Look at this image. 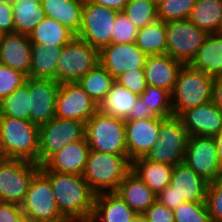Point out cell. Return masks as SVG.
Returning a JSON list of instances; mask_svg holds the SVG:
<instances>
[{"mask_svg": "<svg viewBox=\"0 0 222 222\" xmlns=\"http://www.w3.org/2000/svg\"><path fill=\"white\" fill-rule=\"evenodd\" d=\"M40 170L49 178L57 207L66 219L89 222L96 194L83 175L48 171L43 165Z\"/></svg>", "mask_w": 222, "mask_h": 222, "instance_id": "1", "label": "cell"}, {"mask_svg": "<svg viewBox=\"0 0 222 222\" xmlns=\"http://www.w3.org/2000/svg\"><path fill=\"white\" fill-rule=\"evenodd\" d=\"M0 146L5 158L38 164L39 125L29 120L0 116Z\"/></svg>", "mask_w": 222, "mask_h": 222, "instance_id": "2", "label": "cell"}, {"mask_svg": "<svg viewBox=\"0 0 222 222\" xmlns=\"http://www.w3.org/2000/svg\"><path fill=\"white\" fill-rule=\"evenodd\" d=\"M131 171L127 154L89 151L83 178L95 194L116 192L120 182Z\"/></svg>", "mask_w": 222, "mask_h": 222, "instance_id": "3", "label": "cell"}, {"mask_svg": "<svg viewBox=\"0 0 222 222\" xmlns=\"http://www.w3.org/2000/svg\"><path fill=\"white\" fill-rule=\"evenodd\" d=\"M213 82V76L183 65L171 93L173 115L212 101Z\"/></svg>", "mask_w": 222, "mask_h": 222, "instance_id": "4", "label": "cell"}, {"mask_svg": "<svg viewBox=\"0 0 222 222\" xmlns=\"http://www.w3.org/2000/svg\"><path fill=\"white\" fill-rule=\"evenodd\" d=\"M208 184L185 163L174 166L170 184L159 194L157 200L169 209H175L186 202H205Z\"/></svg>", "mask_w": 222, "mask_h": 222, "instance_id": "5", "label": "cell"}, {"mask_svg": "<svg viewBox=\"0 0 222 222\" xmlns=\"http://www.w3.org/2000/svg\"><path fill=\"white\" fill-rule=\"evenodd\" d=\"M25 222H62L66 218L57 207L49 178L39 170L31 180L20 204Z\"/></svg>", "mask_w": 222, "mask_h": 222, "instance_id": "6", "label": "cell"}, {"mask_svg": "<svg viewBox=\"0 0 222 222\" xmlns=\"http://www.w3.org/2000/svg\"><path fill=\"white\" fill-rule=\"evenodd\" d=\"M90 150L109 154H127L125 120L100 112L85 123Z\"/></svg>", "mask_w": 222, "mask_h": 222, "instance_id": "7", "label": "cell"}, {"mask_svg": "<svg viewBox=\"0 0 222 222\" xmlns=\"http://www.w3.org/2000/svg\"><path fill=\"white\" fill-rule=\"evenodd\" d=\"M158 141L145 158L171 166L184 163L188 132L179 116L164 118L160 122Z\"/></svg>", "mask_w": 222, "mask_h": 222, "instance_id": "8", "label": "cell"}, {"mask_svg": "<svg viewBox=\"0 0 222 222\" xmlns=\"http://www.w3.org/2000/svg\"><path fill=\"white\" fill-rule=\"evenodd\" d=\"M98 64L99 50L75 37L62 48L57 66V81L75 83Z\"/></svg>", "mask_w": 222, "mask_h": 222, "instance_id": "9", "label": "cell"}, {"mask_svg": "<svg viewBox=\"0 0 222 222\" xmlns=\"http://www.w3.org/2000/svg\"><path fill=\"white\" fill-rule=\"evenodd\" d=\"M85 137V123L54 117L39 126L38 164L42 166L55 152Z\"/></svg>", "mask_w": 222, "mask_h": 222, "instance_id": "10", "label": "cell"}, {"mask_svg": "<svg viewBox=\"0 0 222 222\" xmlns=\"http://www.w3.org/2000/svg\"><path fill=\"white\" fill-rule=\"evenodd\" d=\"M165 25L166 54L183 65H190L208 34L188 19L165 22Z\"/></svg>", "mask_w": 222, "mask_h": 222, "instance_id": "11", "label": "cell"}, {"mask_svg": "<svg viewBox=\"0 0 222 222\" xmlns=\"http://www.w3.org/2000/svg\"><path fill=\"white\" fill-rule=\"evenodd\" d=\"M119 12L84 0L82 25L76 37L100 50L112 43V32Z\"/></svg>", "mask_w": 222, "mask_h": 222, "instance_id": "12", "label": "cell"}, {"mask_svg": "<svg viewBox=\"0 0 222 222\" xmlns=\"http://www.w3.org/2000/svg\"><path fill=\"white\" fill-rule=\"evenodd\" d=\"M40 167L34 162L5 158L0 163V201L21 204Z\"/></svg>", "mask_w": 222, "mask_h": 222, "instance_id": "13", "label": "cell"}, {"mask_svg": "<svg viewBox=\"0 0 222 222\" xmlns=\"http://www.w3.org/2000/svg\"><path fill=\"white\" fill-rule=\"evenodd\" d=\"M184 163L209 183L222 176L214 137L189 136Z\"/></svg>", "mask_w": 222, "mask_h": 222, "instance_id": "14", "label": "cell"}, {"mask_svg": "<svg viewBox=\"0 0 222 222\" xmlns=\"http://www.w3.org/2000/svg\"><path fill=\"white\" fill-rule=\"evenodd\" d=\"M98 111V105L75 82L60 83L56 97L55 117L86 123Z\"/></svg>", "mask_w": 222, "mask_h": 222, "instance_id": "15", "label": "cell"}, {"mask_svg": "<svg viewBox=\"0 0 222 222\" xmlns=\"http://www.w3.org/2000/svg\"><path fill=\"white\" fill-rule=\"evenodd\" d=\"M147 55L133 43H111L99 50V64L114 78L122 73L143 69Z\"/></svg>", "mask_w": 222, "mask_h": 222, "instance_id": "16", "label": "cell"}, {"mask_svg": "<svg viewBox=\"0 0 222 222\" xmlns=\"http://www.w3.org/2000/svg\"><path fill=\"white\" fill-rule=\"evenodd\" d=\"M30 121L37 125L49 122L55 117L56 97L60 83L55 79L29 78Z\"/></svg>", "mask_w": 222, "mask_h": 222, "instance_id": "17", "label": "cell"}, {"mask_svg": "<svg viewBox=\"0 0 222 222\" xmlns=\"http://www.w3.org/2000/svg\"><path fill=\"white\" fill-rule=\"evenodd\" d=\"M164 118L125 120L126 148L129 160L145 157L158 141L160 122Z\"/></svg>", "mask_w": 222, "mask_h": 222, "instance_id": "18", "label": "cell"}, {"mask_svg": "<svg viewBox=\"0 0 222 222\" xmlns=\"http://www.w3.org/2000/svg\"><path fill=\"white\" fill-rule=\"evenodd\" d=\"M179 117L189 136L215 137L222 130V112L212 101L187 109Z\"/></svg>", "mask_w": 222, "mask_h": 222, "instance_id": "19", "label": "cell"}, {"mask_svg": "<svg viewBox=\"0 0 222 222\" xmlns=\"http://www.w3.org/2000/svg\"><path fill=\"white\" fill-rule=\"evenodd\" d=\"M90 147L86 137L65 145L55 152L43 166L48 171L83 175L88 161Z\"/></svg>", "mask_w": 222, "mask_h": 222, "instance_id": "20", "label": "cell"}, {"mask_svg": "<svg viewBox=\"0 0 222 222\" xmlns=\"http://www.w3.org/2000/svg\"><path fill=\"white\" fill-rule=\"evenodd\" d=\"M31 44L28 35L4 33L0 41V63L30 78Z\"/></svg>", "mask_w": 222, "mask_h": 222, "instance_id": "21", "label": "cell"}, {"mask_svg": "<svg viewBox=\"0 0 222 222\" xmlns=\"http://www.w3.org/2000/svg\"><path fill=\"white\" fill-rule=\"evenodd\" d=\"M183 64L168 54L147 56L144 74L147 85L164 88L171 93Z\"/></svg>", "mask_w": 222, "mask_h": 222, "instance_id": "22", "label": "cell"}, {"mask_svg": "<svg viewBox=\"0 0 222 222\" xmlns=\"http://www.w3.org/2000/svg\"><path fill=\"white\" fill-rule=\"evenodd\" d=\"M116 193L137 214H143L157 200V195L132 170L120 182Z\"/></svg>", "mask_w": 222, "mask_h": 222, "instance_id": "23", "label": "cell"}, {"mask_svg": "<svg viewBox=\"0 0 222 222\" xmlns=\"http://www.w3.org/2000/svg\"><path fill=\"white\" fill-rule=\"evenodd\" d=\"M135 214L116 192L100 193L89 222H130Z\"/></svg>", "mask_w": 222, "mask_h": 222, "instance_id": "24", "label": "cell"}, {"mask_svg": "<svg viewBox=\"0 0 222 222\" xmlns=\"http://www.w3.org/2000/svg\"><path fill=\"white\" fill-rule=\"evenodd\" d=\"M83 4L84 0H41L45 17L56 20L75 36L82 25Z\"/></svg>", "mask_w": 222, "mask_h": 222, "instance_id": "25", "label": "cell"}, {"mask_svg": "<svg viewBox=\"0 0 222 222\" xmlns=\"http://www.w3.org/2000/svg\"><path fill=\"white\" fill-rule=\"evenodd\" d=\"M190 66L213 77L222 72V32L206 36Z\"/></svg>", "mask_w": 222, "mask_h": 222, "instance_id": "26", "label": "cell"}, {"mask_svg": "<svg viewBox=\"0 0 222 222\" xmlns=\"http://www.w3.org/2000/svg\"><path fill=\"white\" fill-rule=\"evenodd\" d=\"M174 166L154 162L145 157L131 162V170L157 195L170 184Z\"/></svg>", "mask_w": 222, "mask_h": 222, "instance_id": "27", "label": "cell"}, {"mask_svg": "<svg viewBox=\"0 0 222 222\" xmlns=\"http://www.w3.org/2000/svg\"><path fill=\"white\" fill-rule=\"evenodd\" d=\"M188 20L207 34L222 32V0H195Z\"/></svg>", "mask_w": 222, "mask_h": 222, "instance_id": "28", "label": "cell"}, {"mask_svg": "<svg viewBox=\"0 0 222 222\" xmlns=\"http://www.w3.org/2000/svg\"><path fill=\"white\" fill-rule=\"evenodd\" d=\"M62 48L31 44L30 78L55 79L57 81V66Z\"/></svg>", "mask_w": 222, "mask_h": 222, "instance_id": "29", "label": "cell"}, {"mask_svg": "<svg viewBox=\"0 0 222 222\" xmlns=\"http://www.w3.org/2000/svg\"><path fill=\"white\" fill-rule=\"evenodd\" d=\"M138 98L139 95L115 81L111 90L99 103L98 110L107 115L126 120Z\"/></svg>", "mask_w": 222, "mask_h": 222, "instance_id": "30", "label": "cell"}, {"mask_svg": "<svg viewBox=\"0 0 222 222\" xmlns=\"http://www.w3.org/2000/svg\"><path fill=\"white\" fill-rule=\"evenodd\" d=\"M76 36L52 18L45 17L29 35L32 44L46 47H63Z\"/></svg>", "mask_w": 222, "mask_h": 222, "instance_id": "31", "label": "cell"}, {"mask_svg": "<svg viewBox=\"0 0 222 222\" xmlns=\"http://www.w3.org/2000/svg\"><path fill=\"white\" fill-rule=\"evenodd\" d=\"M14 32L30 35L45 18L41 0H15L13 3Z\"/></svg>", "mask_w": 222, "mask_h": 222, "instance_id": "32", "label": "cell"}, {"mask_svg": "<svg viewBox=\"0 0 222 222\" xmlns=\"http://www.w3.org/2000/svg\"><path fill=\"white\" fill-rule=\"evenodd\" d=\"M135 44L147 56L166 54L167 33L165 22L156 20L139 28Z\"/></svg>", "mask_w": 222, "mask_h": 222, "instance_id": "33", "label": "cell"}, {"mask_svg": "<svg viewBox=\"0 0 222 222\" xmlns=\"http://www.w3.org/2000/svg\"><path fill=\"white\" fill-rule=\"evenodd\" d=\"M115 79L107 70L98 64L94 69L82 76L76 83L99 105L105 98Z\"/></svg>", "mask_w": 222, "mask_h": 222, "instance_id": "34", "label": "cell"}, {"mask_svg": "<svg viewBox=\"0 0 222 222\" xmlns=\"http://www.w3.org/2000/svg\"><path fill=\"white\" fill-rule=\"evenodd\" d=\"M29 84L25 81L10 95L0 101V116L30 121Z\"/></svg>", "mask_w": 222, "mask_h": 222, "instance_id": "35", "label": "cell"}, {"mask_svg": "<svg viewBox=\"0 0 222 222\" xmlns=\"http://www.w3.org/2000/svg\"><path fill=\"white\" fill-rule=\"evenodd\" d=\"M139 99L150 108L155 116L167 118L173 116L171 92L152 85H147Z\"/></svg>", "mask_w": 222, "mask_h": 222, "instance_id": "36", "label": "cell"}, {"mask_svg": "<svg viewBox=\"0 0 222 222\" xmlns=\"http://www.w3.org/2000/svg\"><path fill=\"white\" fill-rule=\"evenodd\" d=\"M122 12L138 29L158 19L153 0H129Z\"/></svg>", "mask_w": 222, "mask_h": 222, "instance_id": "37", "label": "cell"}, {"mask_svg": "<svg viewBox=\"0 0 222 222\" xmlns=\"http://www.w3.org/2000/svg\"><path fill=\"white\" fill-rule=\"evenodd\" d=\"M195 0H165L157 6L158 20L163 22L188 19Z\"/></svg>", "mask_w": 222, "mask_h": 222, "instance_id": "38", "label": "cell"}, {"mask_svg": "<svg viewBox=\"0 0 222 222\" xmlns=\"http://www.w3.org/2000/svg\"><path fill=\"white\" fill-rule=\"evenodd\" d=\"M175 222H211L205 202H184L173 209Z\"/></svg>", "mask_w": 222, "mask_h": 222, "instance_id": "39", "label": "cell"}, {"mask_svg": "<svg viewBox=\"0 0 222 222\" xmlns=\"http://www.w3.org/2000/svg\"><path fill=\"white\" fill-rule=\"evenodd\" d=\"M205 204L211 222H222V176L208 184Z\"/></svg>", "mask_w": 222, "mask_h": 222, "instance_id": "40", "label": "cell"}, {"mask_svg": "<svg viewBox=\"0 0 222 222\" xmlns=\"http://www.w3.org/2000/svg\"><path fill=\"white\" fill-rule=\"evenodd\" d=\"M26 78L22 72L0 63V101L25 83Z\"/></svg>", "mask_w": 222, "mask_h": 222, "instance_id": "41", "label": "cell"}, {"mask_svg": "<svg viewBox=\"0 0 222 222\" xmlns=\"http://www.w3.org/2000/svg\"><path fill=\"white\" fill-rule=\"evenodd\" d=\"M138 30L123 12H119L112 32V43H133L138 35Z\"/></svg>", "mask_w": 222, "mask_h": 222, "instance_id": "42", "label": "cell"}, {"mask_svg": "<svg viewBox=\"0 0 222 222\" xmlns=\"http://www.w3.org/2000/svg\"><path fill=\"white\" fill-rule=\"evenodd\" d=\"M115 81L137 95H141L147 86L144 69L122 73Z\"/></svg>", "mask_w": 222, "mask_h": 222, "instance_id": "43", "label": "cell"}, {"mask_svg": "<svg viewBox=\"0 0 222 222\" xmlns=\"http://www.w3.org/2000/svg\"><path fill=\"white\" fill-rule=\"evenodd\" d=\"M148 222H175L174 212L156 200L144 213Z\"/></svg>", "mask_w": 222, "mask_h": 222, "instance_id": "44", "label": "cell"}, {"mask_svg": "<svg viewBox=\"0 0 222 222\" xmlns=\"http://www.w3.org/2000/svg\"><path fill=\"white\" fill-rule=\"evenodd\" d=\"M0 222H25L21 205L0 201Z\"/></svg>", "mask_w": 222, "mask_h": 222, "instance_id": "45", "label": "cell"}, {"mask_svg": "<svg viewBox=\"0 0 222 222\" xmlns=\"http://www.w3.org/2000/svg\"><path fill=\"white\" fill-rule=\"evenodd\" d=\"M0 30L3 33L14 32L13 6L0 2Z\"/></svg>", "mask_w": 222, "mask_h": 222, "instance_id": "46", "label": "cell"}, {"mask_svg": "<svg viewBox=\"0 0 222 222\" xmlns=\"http://www.w3.org/2000/svg\"><path fill=\"white\" fill-rule=\"evenodd\" d=\"M155 117L150 108L138 98L126 120L151 119Z\"/></svg>", "mask_w": 222, "mask_h": 222, "instance_id": "47", "label": "cell"}, {"mask_svg": "<svg viewBox=\"0 0 222 222\" xmlns=\"http://www.w3.org/2000/svg\"><path fill=\"white\" fill-rule=\"evenodd\" d=\"M88 1L96 5L105 6L110 9H114L118 12H122L129 0H88Z\"/></svg>", "mask_w": 222, "mask_h": 222, "instance_id": "48", "label": "cell"}, {"mask_svg": "<svg viewBox=\"0 0 222 222\" xmlns=\"http://www.w3.org/2000/svg\"><path fill=\"white\" fill-rule=\"evenodd\" d=\"M212 102L222 112V78L214 77L213 92H212Z\"/></svg>", "mask_w": 222, "mask_h": 222, "instance_id": "49", "label": "cell"}, {"mask_svg": "<svg viewBox=\"0 0 222 222\" xmlns=\"http://www.w3.org/2000/svg\"><path fill=\"white\" fill-rule=\"evenodd\" d=\"M222 173V130L214 137Z\"/></svg>", "mask_w": 222, "mask_h": 222, "instance_id": "50", "label": "cell"}, {"mask_svg": "<svg viewBox=\"0 0 222 222\" xmlns=\"http://www.w3.org/2000/svg\"><path fill=\"white\" fill-rule=\"evenodd\" d=\"M130 222H148L143 214H135Z\"/></svg>", "mask_w": 222, "mask_h": 222, "instance_id": "51", "label": "cell"}, {"mask_svg": "<svg viewBox=\"0 0 222 222\" xmlns=\"http://www.w3.org/2000/svg\"><path fill=\"white\" fill-rule=\"evenodd\" d=\"M0 2L4 3V4H8V5H13V3L15 2V0H0Z\"/></svg>", "mask_w": 222, "mask_h": 222, "instance_id": "52", "label": "cell"}, {"mask_svg": "<svg viewBox=\"0 0 222 222\" xmlns=\"http://www.w3.org/2000/svg\"><path fill=\"white\" fill-rule=\"evenodd\" d=\"M5 159V156L3 154L2 148L0 146V163Z\"/></svg>", "mask_w": 222, "mask_h": 222, "instance_id": "53", "label": "cell"}, {"mask_svg": "<svg viewBox=\"0 0 222 222\" xmlns=\"http://www.w3.org/2000/svg\"><path fill=\"white\" fill-rule=\"evenodd\" d=\"M155 5L158 6L160 3L164 2L165 0H153Z\"/></svg>", "mask_w": 222, "mask_h": 222, "instance_id": "54", "label": "cell"}, {"mask_svg": "<svg viewBox=\"0 0 222 222\" xmlns=\"http://www.w3.org/2000/svg\"><path fill=\"white\" fill-rule=\"evenodd\" d=\"M62 222H78V221H74V220H71V219H66V220H64Z\"/></svg>", "mask_w": 222, "mask_h": 222, "instance_id": "55", "label": "cell"}, {"mask_svg": "<svg viewBox=\"0 0 222 222\" xmlns=\"http://www.w3.org/2000/svg\"><path fill=\"white\" fill-rule=\"evenodd\" d=\"M3 35H4V33L0 30V41H1L2 37H3Z\"/></svg>", "mask_w": 222, "mask_h": 222, "instance_id": "56", "label": "cell"}, {"mask_svg": "<svg viewBox=\"0 0 222 222\" xmlns=\"http://www.w3.org/2000/svg\"><path fill=\"white\" fill-rule=\"evenodd\" d=\"M217 78H222V72L217 76Z\"/></svg>", "mask_w": 222, "mask_h": 222, "instance_id": "57", "label": "cell"}]
</instances>
